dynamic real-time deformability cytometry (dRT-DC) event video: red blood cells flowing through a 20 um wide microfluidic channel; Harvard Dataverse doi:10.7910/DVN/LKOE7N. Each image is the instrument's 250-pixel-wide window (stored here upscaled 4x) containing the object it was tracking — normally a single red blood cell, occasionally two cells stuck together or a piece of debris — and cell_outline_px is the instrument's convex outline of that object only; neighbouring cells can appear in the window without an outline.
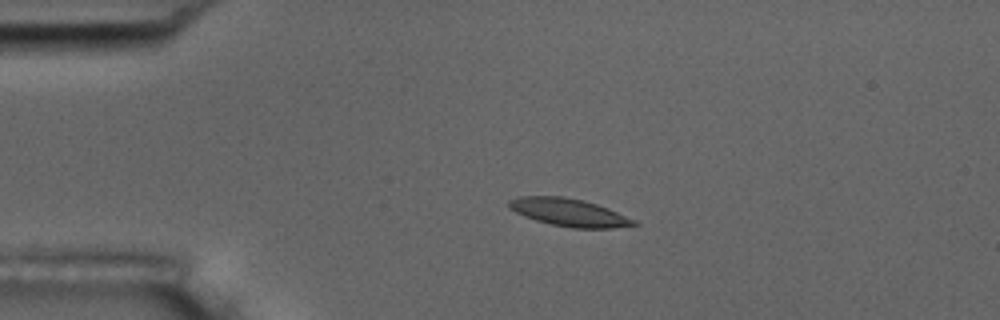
{"species": "common noctule bat (a hibernating species)", "species_latin": "Nyctalus noctula", "temperature_condition": "room temperature", "stored_images_in_passage": 2, "camera_frame_rate_fps": 3000, "um_per_image_px": 0.085, "animal": {"sex": "male", "body_mass_g": 17.5, "forearm_length_mm": 52.3}, "frame": {"image": 1, "passage_image": 1, "time_ms": 0.0, "image_size_px": [1000, 320], "cell_outline_px": [[640, 224], [612, 228], [572, 228], [552, 224], [536, 220], [524, 216], [508, 208], [508, 200], [520, 196], [564, 196], [584, 200], [608, 208], [636, 220]], "centroid_in_image_um": [48.36, 18.05], "position_along_channel_um": 36.6, "area_um2": 20.17}}